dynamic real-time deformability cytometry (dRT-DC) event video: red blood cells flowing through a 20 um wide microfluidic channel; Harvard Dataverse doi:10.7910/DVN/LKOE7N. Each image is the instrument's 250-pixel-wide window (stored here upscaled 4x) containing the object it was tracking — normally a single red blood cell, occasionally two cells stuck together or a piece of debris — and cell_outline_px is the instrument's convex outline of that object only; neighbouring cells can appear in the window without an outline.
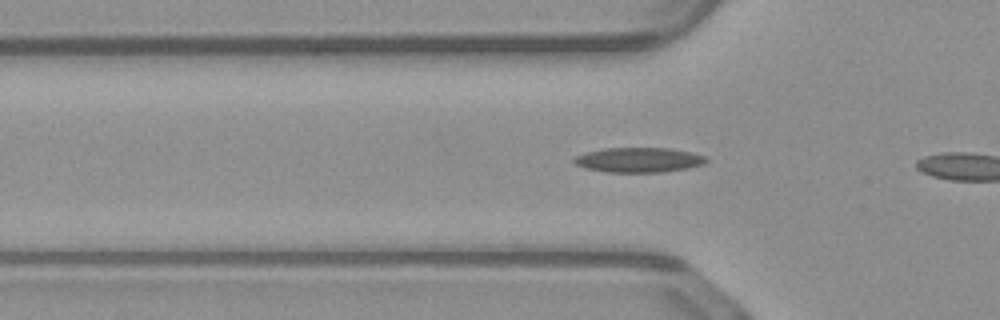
{"species": "common noctule bat (a hibernating species)", "species_latin": "Nyctalus noctula", "temperature_condition": "warm", "stored_images_in_passage": 6, "camera_frame_rate_fps": 3000, "um_per_image_px": 0.085, "animal": {"sex": "male", "body_mass_g": 23.1, "forearm_length_mm": 52.7}, "frame": {"image": 1, "passage_image": 5, "time_ms": 1.333, "image_size_px": [1000, 320], "cell_outline_px": [[708, 160], [704, 164], [688, 168], [664, 172], [608, 172], [584, 168], [572, 164], [572, 160], [576, 156], [588, 152], [604, 148], [668, 148], [692, 152], [704, 156]], "centroid_in_image_um": [54.28, 13.6], "position_along_channel_um": 71.5, "area_um2": 19.19}}